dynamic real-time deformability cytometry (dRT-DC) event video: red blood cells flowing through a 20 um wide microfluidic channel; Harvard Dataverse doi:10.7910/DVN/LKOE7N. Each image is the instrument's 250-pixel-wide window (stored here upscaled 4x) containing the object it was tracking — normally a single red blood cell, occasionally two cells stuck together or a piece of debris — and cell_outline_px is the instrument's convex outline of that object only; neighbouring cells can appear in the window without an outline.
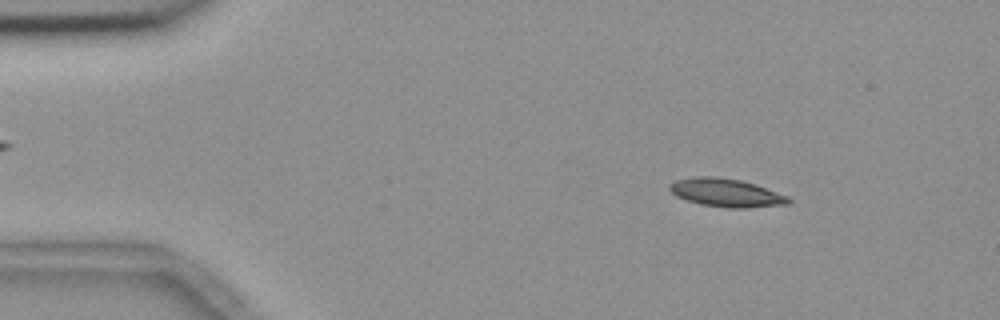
{"species": "common noctule bat (a hibernating species)", "species_latin": "Nyctalus noctula", "temperature_condition": "room temperature", "stored_images_in_passage": 54, "camera_frame_rate_fps": 3000, "um_per_image_px": 0.085, "animal": {"sex": "female", "body_mass_g": 18.4}, "frame": {"image": 1, "passage_image": 7, "time_ms": 2.0, "image_size_px": [1000, 320], "cell_outline_px": [[792, 204], [748, 208], [728, 208], [700, 204], [676, 196], [668, 188], [676, 180], [696, 176], [716, 176], [740, 180], [756, 184], [788, 196], [792, 200]], "centroid_in_image_um": [61.78, 16.39], "position_along_channel_um": 23.2, "area_um2": 19.65}}
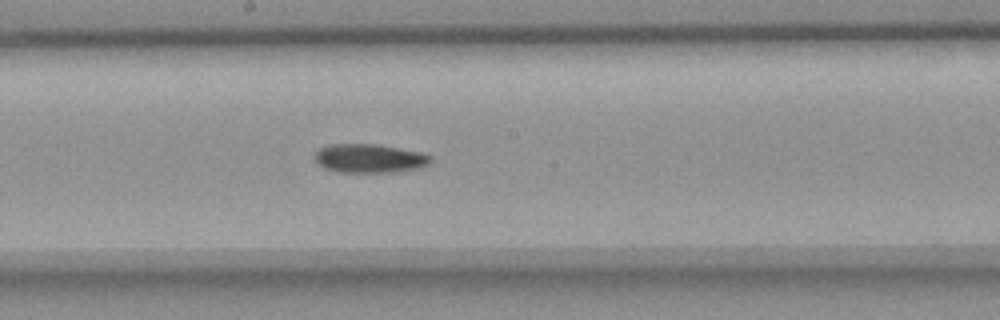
{"frame": {"image": 2, "passage_image": 29, "time_ms": 9.333, "image_size_px": [1000, 320], "cell_outline_px": [[432, 160], [428, 164], [420, 168], [396, 172], [336, 172], [324, 168], [312, 156], [320, 148], [332, 144], [376, 144], [420, 152], [432, 156]], "centroid_in_image_um": [31.41, 13.47], "position_along_channel_um": 216.8, "area_um2": 19.48}}
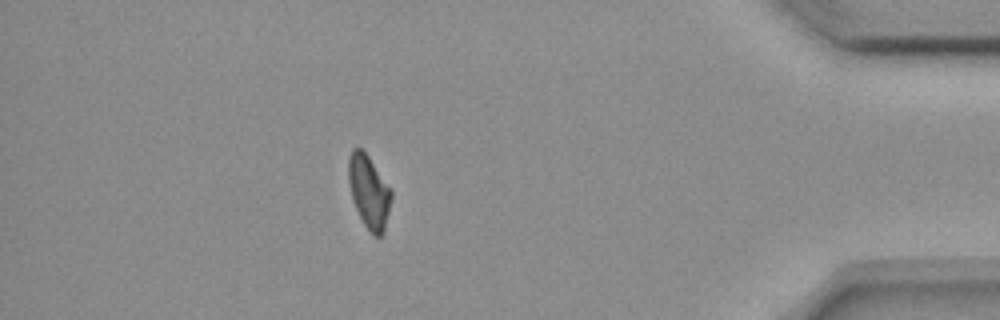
{"frame": {"image": 3, "passage_image": 48, "time_ms": 15.667, "image_size_px": [1000, 320], "cell_outline_px": [[392, 196], [384, 232], [380, 236], [372, 236], [364, 224], [352, 200], [348, 180], [348, 156], [352, 148], [360, 148], [368, 156], [392, 188]], "centroid_in_image_um": [31.36, 16.29], "position_along_channel_um": 403.8, "area_um2": 18.38}, "authors_computed_cell_mechanics": {"area_um2": 19.0451, "velocity_mm_per_s": 3.6648, "shape_relaxation_time_tau1_ms": 7.0782, "shape_relaxation_time_tau2_ms": null, "deformation_change_tau1": 0.1613, "deformation_change_tau2": null}}